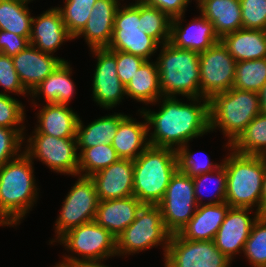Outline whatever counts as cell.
<instances>
[{
  "instance_id": "cell-1",
  "label": "cell",
  "mask_w": 266,
  "mask_h": 267,
  "mask_svg": "<svg viewBox=\"0 0 266 267\" xmlns=\"http://www.w3.org/2000/svg\"><path fill=\"white\" fill-rule=\"evenodd\" d=\"M180 100L161 97L154 103H162L158 112L145 108L138 110L145 114L148 131L154 128L153 132H148L151 146L177 150L194 138L210 132L209 100L203 97L189 98V104Z\"/></svg>"
},
{
  "instance_id": "cell-2",
  "label": "cell",
  "mask_w": 266,
  "mask_h": 267,
  "mask_svg": "<svg viewBox=\"0 0 266 267\" xmlns=\"http://www.w3.org/2000/svg\"><path fill=\"white\" fill-rule=\"evenodd\" d=\"M33 163L23 152L0 167V226L19 225L38 200Z\"/></svg>"
},
{
  "instance_id": "cell-3",
  "label": "cell",
  "mask_w": 266,
  "mask_h": 267,
  "mask_svg": "<svg viewBox=\"0 0 266 267\" xmlns=\"http://www.w3.org/2000/svg\"><path fill=\"white\" fill-rule=\"evenodd\" d=\"M222 159L227 172L225 202L230 207L252 208L261 213L266 156L242 155L232 149Z\"/></svg>"
},
{
  "instance_id": "cell-4",
  "label": "cell",
  "mask_w": 266,
  "mask_h": 267,
  "mask_svg": "<svg viewBox=\"0 0 266 267\" xmlns=\"http://www.w3.org/2000/svg\"><path fill=\"white\" fill-rule=\"evenodd\" d=\"M133 196L147 205H157L176 172V150L149 145L133 160Z\"/></svg>"
},
{
  "instance_id": "cell-5",
  "label": "cell",
  "mask_w": 266,
  "mask_h": 267,
  "mask_svg": "<svg viewBox=\"0 0 266 267\" xmlns=\"http://www.w3.org/2000/svg\"><path fill=\"white\" fill-rule=\"evenodd\" d=\"M261 112L259 93L231 88L209 100L210 132L217 128L227 137L226 147L240 136Z\"/></svg>"
},
{
  "instance_id": "cell-6",
  "label": "cell",
  "mask_w": 266,
  "mask_h": 267,
  "mask_svg": "<svg viewBox=\"0 0 266 267\" xmlns=\"http://www.w3.org/2000/svg\"><path fill=\"white\" fill-rule=\"evenodd\" d=\"M156 60L163 97L200 98L199 53L166 42Z\"/></svg>"
},
{
  "instance_id": "cell-7",
  "label": "cell",
  "mask_w": 266,
  "mask_h": 267,
  "mask_svg": "<svg viewBox=\"0 0 266 267\" xmlns=\"http://www.w3.org/2000/svg\"><path fill=\"white\" fill-rule=\"evenodd\" d=\"M57 242L72 254H66L58 263L68 267L101 264L107 258L117 256L116 237L95 221L71 229Z\"/></svg>"
},
{
  "instance_id": "cell-8",
  "label": "cell",
  "mask_w": 266,
  "mask_h": 267,
  "mask_svg": "<svg viewBox=\"0 0 266 267\" xmlns=\"http://www.w3.org/2000/svg\"><path fill=\"white\" fill-rule=\"evenodd\" d=\"M170 236L160 207L144 204L135 220L116 237L117 256L132 255L157 246H162L165 255Z\"/></svg>"
},
{
  "instance_id": "cell-9",
  "label": "cell",
  "mask_w": 266,
  "mask_h": 267,
  "mask_svg": "<svg viewBox=\"0 0 266 267\" xmlns=\"http://www.w3.org/2000/svg\"><path fill=\"white\" fill-rule=\"evenodd\" d=\"M139 27V0L117 8L113 35L107 49L118 50L150 60L160 44Z\"/></svg>"
},
{
  "instance_id": "cell-10",
  "label": "cell",
  "mask_w": 266,
  "mask_h": 267,
  "mask_svg": "<svg viewBox=\"0 0 266 267\" xmlns=\"http://www.w3.org/2000/svg\"><path fill=\"white\" fill-rule=\"evenodd\" d=\"M99 198L90 177L79 176L78 180L63 200L55 222V237L50 244L57 242L64 234L79 225L95 221ZM56 240V241H55Z\"/></svg>"
},
{
  "instance_id": "cell-11",
  "label": "cell",
  "mask_w": 266,
  "mask_h": 267,
  "mask_svg": "<svg viewBox=\"0 0 266 267\" xmlns=\"http://www.w3.org/2000/svg\"><path fill=\"white\" fill-rule=\"evenodd\" d=\"M167 231L177 234L197 209L193 178L178 169L172 175L163 199L157 204Z\"/></svg>"
},
{
  "instance_id": "cell-12",
  "label": "cell",
  "mask_w": 266,
  "mask_h": 267,
  "mask_svg": "<svg viewBox=\"0 0 266 267\" xmlns=\"http://www.w3.org/2000/svg\"><path fill=\"white\" fill-rule=\"evenodd\" d=\"M24 153L35 158L56 173L78 176L79 151L76 138H56L48 134H33L27 138Z\"/></svg>"
},
{
  "instance_id": "cell-13",
  "label": "cell",
  "mask_w": 266,
  "mask_h": 267,
  "mask_svg": "<svg viewBox=\"0 0 266 267\" xmlns=\"http://www.w3.org/2000/svg\"><path fill=\"white\" fill-rule=\"evenodd\" d=\"M199 68L200 97L210 100L233 87L236 60L221 41L199 53Z\"/></svg>"
},
{
  "instance_id": "cell-14",
  "label": "cell",
  "mask_w": 266,
  "mask_h": 267,
  "mask_svg": "<svg viewBox=\"0 0 266 267\" xmlns=\"http://www.w3.org/2000/svg\"><path fill=\"white\" fill-rule=\"evenodd\" d=\"M164 256L165 267H231L228 259L211 241H192L172 234Z\"/></svg>"
},
{
  "instance_id": "cell-15",
  "label": "cell",
  "mask_w": 266,
  "mask_h": 267,
  "mask_svg": "<svg viewBox=\"0 0 266 267\" xmlns=\"http://www.w3.org/2000/svg\"><path fill=\"white\" fill-rule=\"evenodd\" d=\"M97 64L92 80V96L100 107L112 109L119 105L126 96L125 85L117 75L116 50L93 48Z\"/></svg>"
},
{
  "instance_id": "cell-16",
  "label": "cell",
  "mask_w": 266,
  "mask_h": 267,
  "mask_svg": "<svg viewBox=\"0 0 266 267\" xmlns=\"http://www.w3.org/2000/svg\"><path fill=\"white\" fill-rule=\"evenodd\" d=\"M252 210L254 209L230 207L213 239L216 247L231 261H233L234 255L243 252L252 226L261 215L256 211L253 218L249 215Z\"/></svg>"
},
{
  "instance_id": "cell-17",
  "label": "cell",
  "mask_w": 266,
  "mask_h": 267,
  "mask_svg": "<svg viewBox=\"0 0 266 267\" xmlns=\"http://www.w3.org/2000/svg\"><path fill=\"white\" fill-rule=\"evenodd\" d=\"M19 80L29 95L62 62L67 61L28 45L12 56Z\"/></svg>"
},
{
  "instance_id": "cell-18",
  "label": "cell",
  "mask_w": 266,
  "mask_h": 267,
  "mask_svg": "<svg viewBox=\"0 0 266 267\" xmlns=\"http://www.w3.org/2000/svg\"><path fill=\"white\" fill-rule=\"evenodd\" d=\"M184 16L181 15L172 19L169 43L173 46L201 53L220 41L212 22L201 13L199 17L191 20L186 27L182 26Z\"/></svg>"
},
{
  "instance_id": "cell-19",
  "label": "cell",
  "mask_w": 266,
  "mask_h": 267,
  "mask_svg": "<svg viewBox=\"0 0 266 267\" xmlns=\"http://www.w3.org/2000/svg\"><path fill=\"white\" fill-rule=\"evenodd\" d=\"M93 180L99 201L126 198L133 195L134 164L119 159L107 168L94 173Z\"/></svg>"
},
{
  "instance_id": "cell-20",
  "label": "cell",
  "mask_w": 266,
  "mask_h": 267,
  "mask_svg": "<svg viewBox=\"0 0 266 267\" xmlns=\"http://www.w3.org/2000/svg\"><path fill=\"white\" fill-rule=\"evenodd\" d=\"M73 39L57 7L32 18L29 43L40 51L53 55L64 42Z\"/></svg>"
},
{
  "instance_id": "cell-21",
  "label": "cell",
  "mask_w": 266,
  "mask_h": 267,
  "mask_svg": "<svg viewBox=\"0 0 266 267\" xmlns=\"http://www.w3.org/2000/svg\"><path fill=\"white\" fill-rule=\"evenodd\" d=\"M120 0H97L93 5L86 26L75 37L84 36L90 49L107 48L111 42L114 27V17Z\"/></svg>"
},
{
  "instance_id": "cell-22",
  "label": "cell",
  "mask_w": 266,
  "mask_h": 267,
  "mask_svg": "<svg viewBox=\"0 0 266 267\" xmlns=\"http://www.w3.org/2000/svg\"><path fill=\"white\" fill-rule=\"evenodd\" d=\"M144 204L133 195L99 201L95 222L118 237L134 220Z\"/></svg>"
},
{
  "instance_id": "cell-23",
  "label": "cell",
  "mask_w": 266,
  "mask_h": 267,
  "mask_svg": "<svg viewBox=\"0 0 266 267\" xmlns=\"http://www.w3.org/2000/svg\"><path fill=\"white\" fill-rule=\"evenodd\" d=\"M229 208L230 206L226 202L198 205L194 216L178 234L186 240H213Z\"/></svg>"
},
{
  "instance_id": "cell-24",
  "label": "cell",
  "mask_w": 266,
  "mask_h": 267,
  "mask_svg": "<svg viewBox=\"0 0 266 267\" xmlns=\"http://www.w3.org/2000/svg\"><path fill=\"white\" fill-rule=\"evenodd\" d=\"M32 134H48L56 138H76L79 115L68 105L45 104L37 114Z\"/></svg>"
},
{
  "instance_id": "cell-25",
  "label": "cell",
  "mask_w": 266,
  "mask_h": 267,
  "mask_svg": "<svg viewBox=\"0 0 266 267\" xmlns=\"http://www.w3.org/2000/svg\"><path fill=\"white\" fill-rule=\"evenodd\" d=\"M140 114L145 122H136L130 115H126L118 124L111 145L120 159L135 160L150 145L147 120L142 111Z\"/></svg>"
},
{
  "instance_id": "cell-26",
  "label": "cell",
  "mask_w": 266,
  "mask_h": 267,
  "mask_svg": "<svg viewBox=\"0 0 266 267\" xmlns=\"http://www.w3.org/2000/svg\"><path fill=\"white\" fill-rule=\"evenodd\" d=\"M71 65L64 61L51 74H49L30 94L33 98V104L37 107L35 99L38 96L45 99L47 104H63L69 105L71 99L74 98L75 86L72 78Z\"/></svg>"
},
{
  "instance_id": "cell-27",
  "label": "cell",
  "mask_w": 266,
  "mask_h": 267,
  "mask_svg": "<svg viewBox=\"0 0 266 267\" xmlns=\"http://www.w3.org/2000/svg\"><path fill=\"white\" fill-rule=\"evenodd\" d=\"M197 7L212 22L219 39L243 28L240 0H204Z\"/></svg>"
},
{
  "instance_id": "cell-28",
  "label": "cell",
  "mask_w": 266,
  "mask_h": 267,
  "mask_svg": "<svg viewBox=\"0 0 266 267\" xmlns=\"http://www.w3.org/2000/svg\"><path fill=\"white\" fill-rule=\"evenodd\" d=\"M220 41L236 62L266 58V31L242 28Z\"/></svg>"
},
{
  "instance_id": "cell-29",
  "label": "cell",
  "mask_w": 266,
  "mask_h": 267,
  "mask_svg": "<svg viewBox=\"0 0 266 267\" xmlns=\"http://www.w3.org/2000/svg\"><path fill=\"white\" fill-rule=\"evenodd\" d=\"M126 115L122 113H112V115L102 116L95 119L89 125L84 126L79 118L76 132L77 149L79 154L85 149L100 144H111L116 135L119 122Z\"/></svg>"
},
{
  "instance_id": "cell-30",
  "label": "cell",
  "mask_w": 266,
  "mask_h": 267,
  "mask_svg": "<svg viewBox=\"0 0 266 267\" xmlns=\"http://www.w3.org/2000/svg\"><path fill=\"white\" fill-rule=\"evenodd\" d=\"M126 96L145 105L158 101L162 95L156 61L146 60L125 86Z\"/></svg>"
},
{
  "instance_id": "cell-31",
  "label": "cell",
  "mask_w": 266,
  "mask_h": 267,
  "mask_svg": "<svg viewBox=\"0 0 266 267\" xmlns=\"http://www.w3.org/2000/svg\"><path fill=\"white\" fill-rule=\"evenodd\" d=\"M27 4L19 0H0V30L30 37L33 16Z\"/></svg>"
},
{
  "instance_id": "cell-32",
  "label": "cell",
  "mask_w": 266,
  "mask_h": 267,
  "mask_svg": "<svg viewBox=\"0 0 266 267\" xmlns=\"http://www.w3.org/2000/svg\"><path fill=\"white\" fill-rule=\"evenodd\" d=\"M242 155L266 156V114L260 112L230 145Z\"/></svg>"
},
{
  "instance_id": "cell-33",
  "label": "cell",
  "mask_w": 266,
  "mask_h": 267,
  "mask_svg": "<svg viewBox=\"0 0 266 267\" xmlns=\"http://www.w3.org/2000/svg\"><path fill=\"white\" fill-rule=\"evenodd\" d=\"M139 29L160 45L169 42L172 19L161 10L139 1Z\"/></svg>"
},
{
  "instance_id": "cell-34",
  "label": "cell",
  "mask_w": 266,
  "mask_h": 267,
  "mask_svg": "<svg viewBox=\"0 0 266 267\" xmlns=\"http://www.w3.org/2000/svg\"><path fill=\"white\" fill-rule=\"evenodd\" d=\"M119 159L120 157L111 144L85 148L79 154L78 176L90 177Z\"/></svg>"
},
{
  "instance_id": "cell-35",
  "label": "cell",
  "mask_w": 266,
  "mask_h": 267,
  "mask_svg": "<svg viewBox=\"0 0 266 267\" xmlns=\"http://www.w3.org/2000/svg\"><path fill=\"white\" fill-rule=\"evenodd\" d=\"M266 83V58L236 62L233 88L259 93Z\"/></svg>"
},
{
  "instance_id": "cell-36",
  "label": "cell",
  "mask_w": 266,
  "mask_h": 267,
  "mask_svg": "<svg viewBox=\"0 0 266 267\" xmlns=\"http://www.w3.org/2000/svg\"><path fill=\"white\" fill-rule=\"evenodd\" d=\"M208 180L210 183H214L215 185L212 186L213 189H208ZM214 180V182H213ZM193 183H194V189H195V198L198 205H204V204H220L225 202L226 197V185H227V172L225 169V166L222 165L217 170L210 172V173H204L198 176L193 177ZM203 188L206 190V194H211V191L213 192L210 196V199L208 202H203ZM203 190V191H201ZM202 195V196H201Z\"/></svg>"
},
{
  "instance_id": "cell-37",
  "label": "cell",
  "mask_w": 266,
  "mask_h": 267,
  "mask_svg": "<svg viewBox=\"0 0 266 267\" xmlns=\"http://www.w3.org/2000/svg\"><path fill=\"white\" fill-rule=\"evenodd\" d=\"M97 0H64L63 7H57L69 34L75 37L86 26L93 5Z\"/></svg>"
},
{
  "instance_id": "cell-38",
  "label": "cell",
  "mask_w": 266,
  "mask_h": 267,
  "mask_svg": "<svg viewBox=\"0 0 266 267\" xmlns=\"http://www.w3.org/2000/svg\"><path fill=\"white\" fill-rule=\"evenodd\" d=\"M244 256L252 267H266V215L261 214L245 242Z\"/></svg>"
},
{
  "instance_id": "cell-39",
  "label": "cell",
  "mask_w": 266,
  "mask_h": 267,
  "mask_svg": "<svg viewBox=\"0 0 266 267\" xmlns=\"http://www.w3.org/2000/svg\"><path fill=\"white\" fill-rule=\"evenodd\" d=\"M188 147L190 146L186 143L176 150L177 168L180 172L185 173L191 178L213 172L223 165L222 162L220 164L212 163L208 155L205 157V160L202 157H199L202 160L197 159L195 153L193 154Z\"/></svg>"
},
{
  "instance_id": "cell-40",
  "label": "cell",
  "mask_w": 266,
  "mask_h": 267,
  "mask_svg": "<svg viewBox=\"0 0 266 267\" xmlns=\"http://www.w3.org/2000/svg\"><path fill=\"white\" fill-rule=\"evenodd\" d=\"M24 107L15 97L0 93V127L26 129L23 126L26 117Z\"/></svg>"
},
{
  "instance_id": "cell-41",
  "label": "cell",
  "mask_w": 266,
  "mask_h": 267,
  "mask_svg": "<svg viewBox=\"0 0 266 267\" xmlns=\"http://www.w3.org/2000/svg\"><path fill=\"white\" fill-rule=\"evenodd\" d=\"M25 137L24 129L0 127V167L24 152L21 146Z\"/></svg>"
},
{
  "instance_id": "cell-42",
  "label": "cell",
  "mask_w": 266,
  "mask_h": 267,
  "mask_svg": "<svg viewBox=\"0 0 266 267\" xmlns=\"http://www.w3.org/2000/svg\"><path fill=\"white\" fill-rule=\"evenodd\" d=\"M244 29L266 31V0H240Z\"/></svg>"
},
{
  "instance_id": "cell-43",
  "label": "cell",
  "mask_w": 266,
  "mask_h": 267,
  "mask_svg": "<svg viewBox=\"0 0 266 267\" xmlns=\"http://www.w3.org/2000/svg\"><path fill=\"white\" fill-rule=\"evenodd\" d=\"M0 87L4 89V92L1 91L3 94H7L6 92H14L13 94L17 95L29 94L19 80L12 56L2 53H0Z\"/></svg>"
},
{
  "instance_id": "cell-44",
  "label": "cell",
  "mask_w": 266,
  "mask_h": 267,
  "mask_svg": "<svg viewBox=\"0 0 266 267\" xmlns=\"http://www.w3.org/2000/svg\"><path fill=\"white\" fill-rule=\"evenodd\" d=\"M146 60L140 56L116 50L117 75L126 86Z\"/></svg>"
},
{
  "instance_id": "cell-45",
  "label": "cell",
  "mask_w": 266,
  "mask_h": 267,
  "mask_svg": "<svg viewBox=\"0 0 266 267\" xmlns=\"http://www.w3.org/2000/svg\"><path fill=\"white\" fill-rule=\"evenodd\" d=\"M29 39L30 37H22L13 32L0 30V53L14 56L30 44Z\"/></svg>"
},
{
  "instance_id": "cell-46",
  "label": "cell",
  "mask_w": 266,
  "mask_h": 267,
  "mask_svg": "<svg viewBox=\"0 0 266 267\" xmlns=\"http://www.w3.org/2000/svg\"><path fill=\"white\" fill-rule=\"evenodd\" d=\"M143 4L155 7L171 19L184 15L190 0H139Z\"/></svg>"
},
{
  "instance_id": "cell-47",
  "label": "cell",
  "mask_w": 266,
  "mask_h": 267,
  "mask_svg": "<svg viewBox=\"0 0 266 267\" xmlns=\"http://www.w3.org/2000/svg\"><path fill=\"white\" fill-rule=\"evenodd\" d=\"M261 214L266 215V171L263 177V186L261 194Z\"/></svg>"
},
{
  "instance_id": "cell-48",
  "label": "cell",
  "mask_w": 266,
  "mask_h": 267,
  "mask_svg": "<svg viewBox=\"0 0 266 267\" xmlns=\"http://www.w3.org/2000/svg\"><path fill=\"white\" fill-rule=\"evenodd\" d=\"M260 102H261V112L266 114V83L259 92Z\"/></svg>"
},
{
  "instance_id": "cell-49",
  "label": "cell",
  "mask_w": 266,
  "mask_h": 267,
  "mask_svg": "<svg viewBox=\"0 0 266 267\" xmlns=\"http://www.w3.org/2000/svg\"><path fill=\"white\" fill-rule=\"evenodd\" d=\"M79 267H109V266H106L104 264H86Z\"/></svg>"
},
{
  "instance_id": "cell-50",
  "label": "cell",
  "mask_w": 266,
  "mask_h": 267,
  "mask_svg": "<svg viewBox=\"0 0 266 267\" xmlns=\"http://www.w3.org/2000/svg\"><path fill=\"white\" fill-rule=\"evenodd\" d=\"M19 1H22V2H25V3H28L29 4V2H31L33 0H19Z\"/></svg>"
},
{
  "instance_id": "cell-51",
  "label": "cell",
  "mask_w": 266,
  "mask_h": 267,
  "mask_svg": "<svg viewBox=\"0 0 266 267\" xmlns=\"http://www.w3.org/2000/svg\"><path fill=\"white\" fill-rule=\"evenodd\" d=\"M54 267H68V266L60 265L57 263Z\"/></svg>"
},
{
  "instance_id": "cell-52",
  "label": "cell",
  "mask_w": 266,
  "mask_h": 267,
  "mask_svg": "<svg viewBox=\"0 0 266 267\" xmlns=\"http://www.w3.org/2000/svg\"><path fill=\"white\" fill-rule=\"evenodd\" d=\"M198 3V6L204 1V0H196Z\"/></svg>"
}]
</instances>
